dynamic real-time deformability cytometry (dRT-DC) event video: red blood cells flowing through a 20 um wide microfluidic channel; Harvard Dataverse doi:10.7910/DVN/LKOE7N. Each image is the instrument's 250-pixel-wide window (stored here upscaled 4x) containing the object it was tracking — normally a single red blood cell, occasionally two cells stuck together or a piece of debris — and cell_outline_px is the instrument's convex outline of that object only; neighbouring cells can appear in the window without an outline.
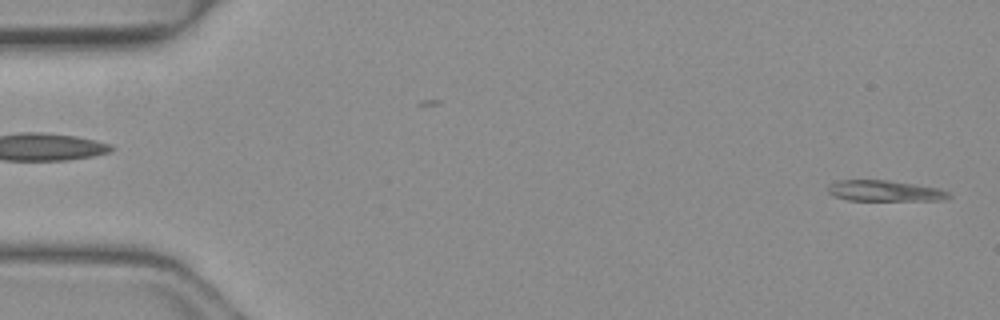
{"species": "common noctule bat (a hibernating species)", "species_latin": "Nyctalus noctula", "temperature_condition": "warm", "stored_images_in_passage": 15, "segment_of_instrument_passage": [1, 2], "camera_frame_rate_fps": 3000, "um_per_image_px": 0.085, "animal": {"sex": "female", "body_mass_g": 19.3, "forearm_length_mm": 54.1}, "frame": {"image": 1, "passage_image": 1, "time_ms": 0.0, "image_size_px": [1000, 320], "cell_outline_px": [[952, 196], [944, 200], [848, 200], [832, 196], [828, 192], [828, 184], [840, 180], [888, 180], [940, 188], [948, 192]], "centroid_in_image_um": [75.19, 16.22], "position_along_channel_um": 9.8, "area_um2": 14.74}}
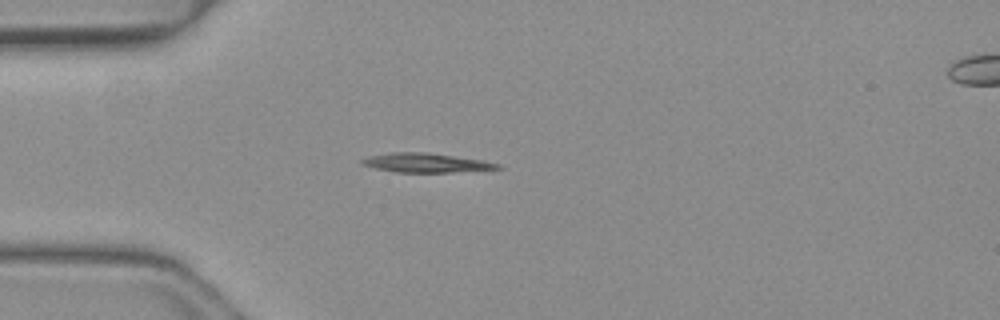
{"frame": {"image": 2, "passage_image": 13, "time_ms": 4.0, "image_size_px": [1000, 320], "cell_outline_px": [[504, 168], [452, 172], [396, 172], [376, 168], [360, 164], [360, 160], [368, 156], [392, 152], [428, 152], [480, 160], [500, 164]], "centroid_in_image_um": [36.17, 13.83], "position_along_channel_um": 48.8, "area_um2": 15.03}}